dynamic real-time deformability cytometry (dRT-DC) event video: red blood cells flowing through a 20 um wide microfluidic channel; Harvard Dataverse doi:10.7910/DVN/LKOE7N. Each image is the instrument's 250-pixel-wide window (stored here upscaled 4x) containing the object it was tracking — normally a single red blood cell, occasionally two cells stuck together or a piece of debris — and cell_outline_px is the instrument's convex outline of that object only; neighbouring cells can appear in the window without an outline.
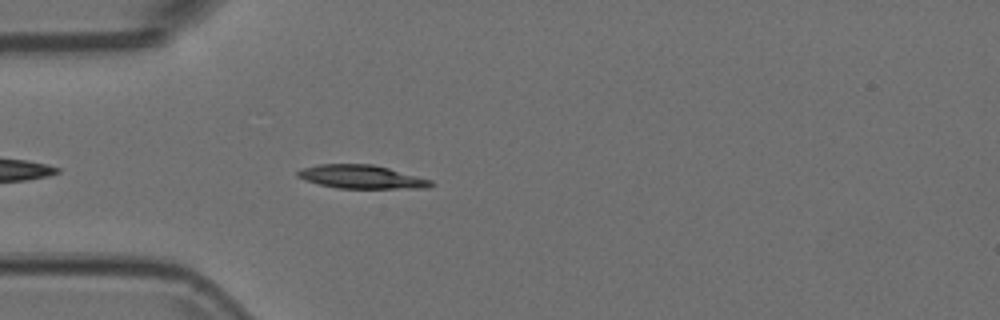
{"species": "Egyptian fruit bat (a non-hibernating species)", "species_latin": "Rousettus aegyptiacus", "temperature_condition": "room temperature", "stored_images_in_passage": 42, "camera_frame_rate_fps": 3000, "um_per_image_px": 0.085, "animal": {"sex": "female"}, "frame": {"image": 1, "passage_image": 4, "time_ms": 1.0, "image_size_px": [1000, 320], "cell_outline_px": [[436, 184], [428, 188], [336, 188], [304, 180], [296, 176], [296, 172], [300, 168], [320, 164], [372, 164], [388, 168], [432, 180]], "centroid_in_image_um": [30.71, 15.03], "position_along_channel_um": 54.3, "area_um2": 18.26}}
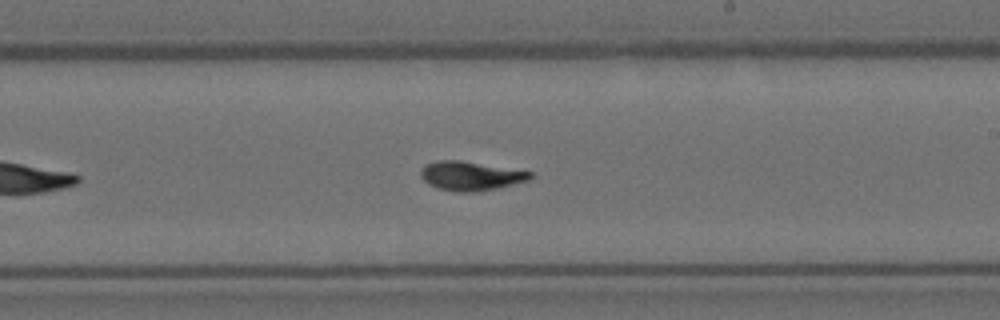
{"frame": {"image": 2, "passage_image": 20, "time_ms": 6.333, "image_size_px": [1000, 320], "cell_outline_px": [[532, 176], [528, 180], [496, 188], [472, 192], [456, 192], [440, 188], [428, 184], [420, 176], [420, 168], [424, 164], [440, 160], [460, 160], [532, 172]], "centroid_in_image_um": [39.94, 14.94], "position_along_channel_um": 249.1, "area_um2": 18.32}}
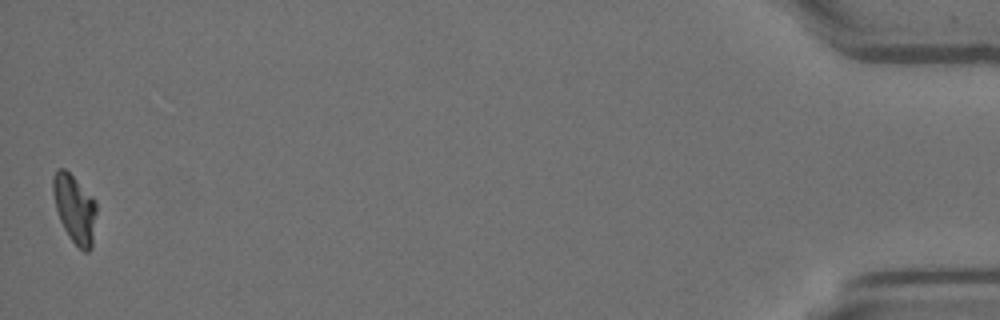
{"frame": {"image": 3, "passage_image": 42, "time_ms": 13.667, "image_size_px": [1000, 320], "cell_outline_px": [[96, 212], [92, 248], [88, 252], [84, 252], [68, 236], [60, 220], [56, 208], [52, 192], [52, 176], [60, 168], [64, 168], [96, 200]], "centroid_in_image_um": [6.35, 17.75], "position_along_channel_um": 428.9, "area_um2": 17.17}}